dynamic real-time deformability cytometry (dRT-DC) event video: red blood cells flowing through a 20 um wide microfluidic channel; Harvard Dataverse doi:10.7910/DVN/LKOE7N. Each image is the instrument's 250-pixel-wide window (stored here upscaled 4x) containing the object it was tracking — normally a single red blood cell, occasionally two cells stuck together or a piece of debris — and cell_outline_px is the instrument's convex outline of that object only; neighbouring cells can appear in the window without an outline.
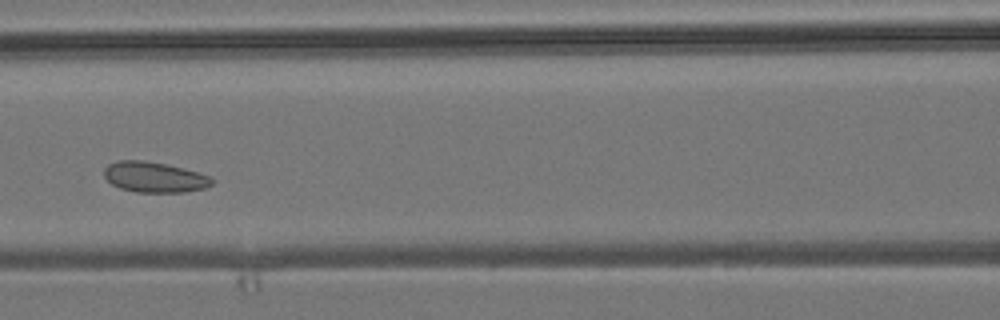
{"species": "common noctule bat (a hibernating species)", "species_latin": "Nyctalus noctula", "temperature_condition": "room temperature", "stored_images_in_passage": 6, "camera_frame_rate_fps": 3000, "um_per_image_px": 0.085, "animal": {"sex": "male", "body_mass_g": 19.2, "forearm_length_mm": 51.8}, "frame": {"image": 1, "passage_image": 5, "time_ms": 4.667, "image_size_px": [1000, 320], "cell_outline_px": [[216, 180], [212, 184], [204, 188], [184, 192], [136, 192], [120, 188], [112, 184], [104, 176], [104, 168], [108, 164], [120, 160], [144, 160], [168, 164], [184, 168], [208, 176]], "centroid_in_image_um": [13.12, 15.05], "position_along_channel_um": 153.5, "area_um2": 19.19}}
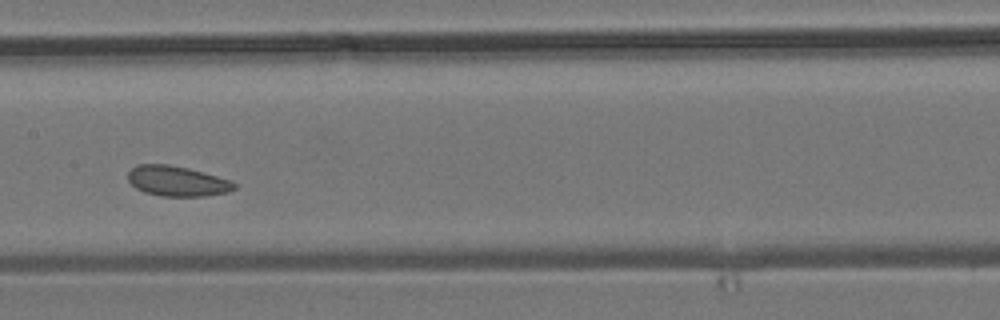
{"frame": {"image": 2, "passage_image": 6, "time_ms": 5.667, "image_size_px": [1000, 320], "cell_outline_px": [[236, 188], [228, 192], [204, 196], [160, 196], [144, 192], [136, 188], [128, 180], [128, 172], [136, 164], [168, 164], [188, 168], [204, 172], [232, 180], [236, 184]], "centroid_in_image_um": [15.06, 15.39], "position_along_channel_um": 192.3, "area_um2": 18.84}}